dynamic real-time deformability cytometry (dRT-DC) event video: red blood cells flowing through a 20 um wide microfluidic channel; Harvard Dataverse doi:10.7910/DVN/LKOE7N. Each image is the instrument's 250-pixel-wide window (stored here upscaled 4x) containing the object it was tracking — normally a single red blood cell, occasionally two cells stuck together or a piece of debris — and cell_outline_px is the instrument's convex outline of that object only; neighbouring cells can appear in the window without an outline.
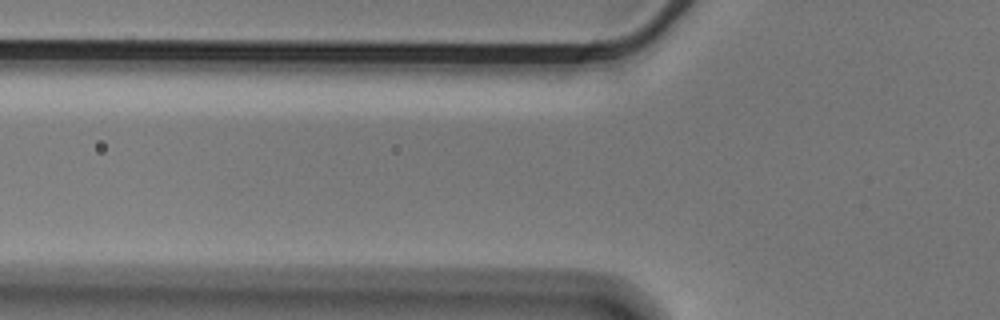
{"species": "Egyptian fruit bat (a non-hibernating species)", "species_latin": "Rousettus aegyptiacus", "temperature_condition": "cold", "stored_images_in_passage": 3, "camera_frame_rate_fps": 3000, "um_per_image_px": 0.085, "animal": {"sex": "male"}, "frame": {"image": 1, "passage_image": 2, "time_ms": 0.333, "image_size_px": [1000, 320], "cell_outline_px": [[580, 272], [564, 276], [512, 276], [392, 272], [388, 268], [400, 264], [424, 260], [460, 260], [568, 268]], "centroid_in_image_um": [40.75, 22.84], "position_along_channel_um": 85.0, "area_um2": 15.2}}